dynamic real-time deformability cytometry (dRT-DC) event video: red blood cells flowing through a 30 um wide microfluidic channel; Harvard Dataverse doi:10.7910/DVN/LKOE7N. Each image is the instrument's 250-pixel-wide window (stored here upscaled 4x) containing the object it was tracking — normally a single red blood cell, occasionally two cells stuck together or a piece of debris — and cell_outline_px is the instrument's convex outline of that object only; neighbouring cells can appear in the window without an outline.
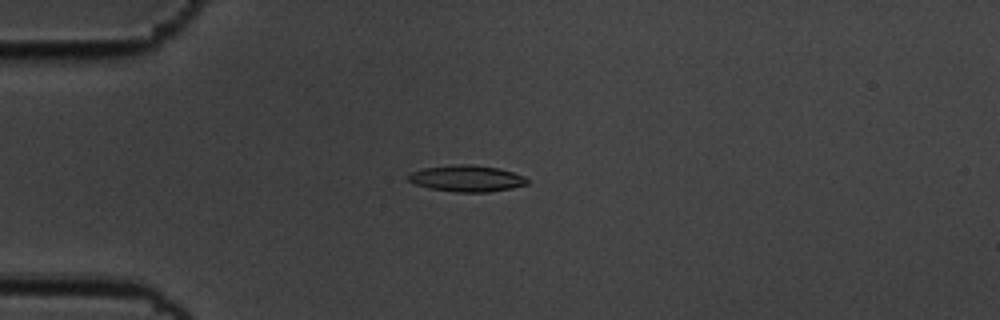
{"species": "common noctule bat (a hibernating species)", "species_latin": "Nyctalus noctula", "temperature_condition": "cold", "stored_images_in_passage": 56, "camera_frame_rate_fps": 3000, "um_per_image_px": 0.085, "animal": {"sex": "male", "body_mass_g": 19.5, "forearm_length_mm": 54.6}, "frame": {"image": 1, "passage_image": 15, "time_ms": 4.667, "image_size_px": [1000, 320], "cell_outline_px": [[528, 184], [512, 188], [488, 192], [452, 192], [428, 188], [416, 184], [408, 180], [408, 172], [424, 168], [456, 164], [472, 164], [500, 168], [524, 176], [528, 180]], "centroid_in_image_um": [39.66, 15.16], "position_along_channel_um": 45.3, "area_um2": 18.44}}
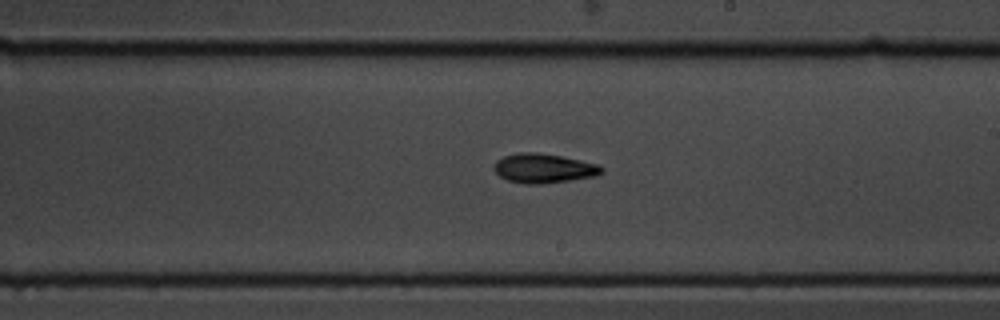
{"frame": {"image": 2, "passage_image": 33, "time_ms": 10.667, "image_size_px": [1000, 320], "cell_outline_px": [[604, 172], [596, 176], [540, 184], [524, 184], [508, 180], [500, 176], [492, 168], [492, 164], [496, 160], [504, 156], [520, 152], [536, 152], [560, 156], [600, 164], [604, 168]], "centroid_in_image_um": [46.21, 14.3], "position_along_channel_um": 242.8, "area_um2": 18.5}}
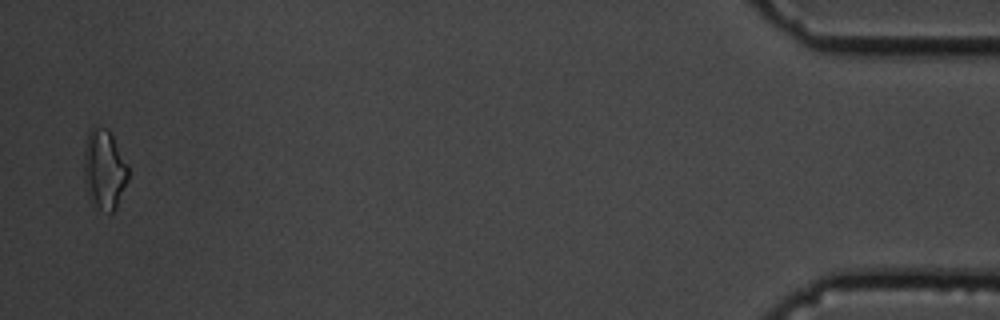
{"frame": {"image": 3, "passage_image": 55, "time_ms": 18.0, "image_size_px": [1000, 320], "cell_outline_px": [[128, 180], [116, 208], [112, 212], [108, 212], [100, 208], [88, 196], [84, 180], [84, 152], [88, 132], [96, 124], [108, 128], [128, 164]], "centroid_in_image_um": [8.87, 14.35], "position_along_channel_um": 426.3, "area_um2": 20.58}, "authors_computed_cell_mechanics": {"area_um2": 17.5423, "velocity_mm_per_s": 3.6336, "shape_relaxation_time_tau1_ms": 2.6564, "shape_relaxation_time_tau2_ms": null, "deformation_change_tau1": 0.0973, "deformation_change_tau2": null}}